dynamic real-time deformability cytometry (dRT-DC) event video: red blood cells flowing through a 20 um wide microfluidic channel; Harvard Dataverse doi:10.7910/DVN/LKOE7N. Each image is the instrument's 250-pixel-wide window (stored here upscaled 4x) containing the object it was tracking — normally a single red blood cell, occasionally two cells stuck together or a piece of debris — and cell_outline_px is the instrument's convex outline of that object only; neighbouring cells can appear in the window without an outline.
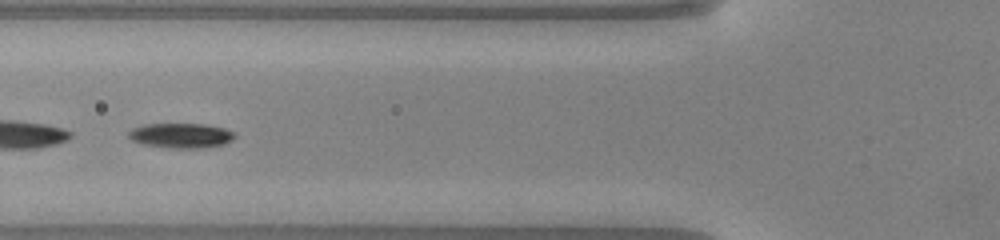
{"species": "common noctule bat (a hibernating species)", "species_latin": "Nyctalus noctula", "temperature_condition": "warm", "stored_images_in_passage": 41, "camera_frame_rate_fps": 3000, "um_per_image_px": 0.085, "animal": {"sex": "male", "body_mass_g": 20.0, "forearm_length_mm": 53.3}, "frame": {"image": 1, "passage_image": 18, "time_ms": 5.667, "image_size_px": [1000, 240], "cell_outline_px": [[236, 136], [232, 140], [224, 144], [200, 148], [172, 148], [144, 144], [132, 140], [128, 136], [128, 132], [132, 128], [144, 124], [204, 124], [224, 128], [236, 132]], "centroid_in_image_um": [15.41, 11.51], "position_along_channel_um": 110.4, "area_um2": 15.37}}
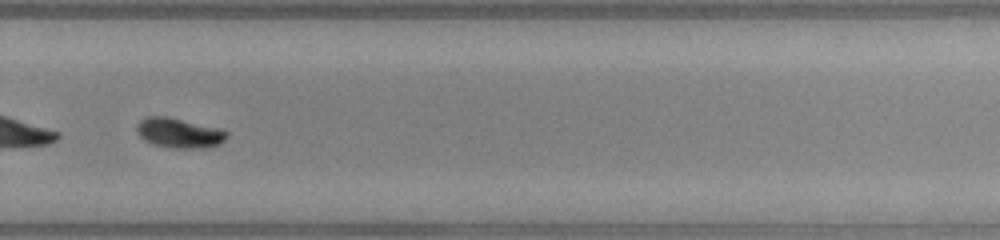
{"frame": {"image": 2, "passage_image": 33, "time_ms": 10.667, "image_size_px": [1000, 240], "cell_outline_px": [[228, 136], [220, 144], [204, 148], [172, 148], [152, 144], [144, 140], [136, 132], [136, 124], [140, 120], [148, 116], [168, 116], [224, 128], [228, 132]], "centroid_in_image_um": [15.25, 11.29], "position_along_channel_um": 314.5, "area_um2": 16.13}}
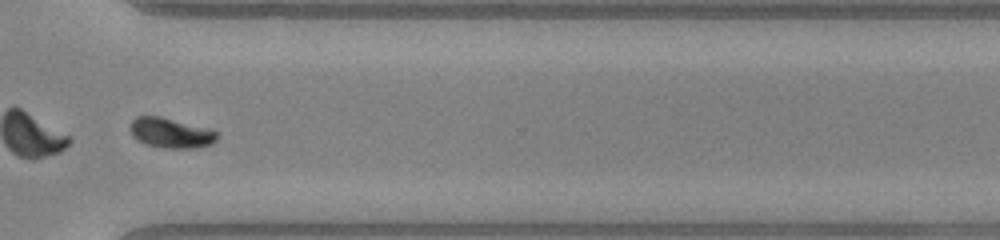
{"frame": {"image": 3, "passage_image": 36, "time_ms": 11.667, "image_size_px": [1000, 240], "cell_outline_px": [[216, 140], [212, 144], [196, 148], [164, 148], [144, 144], [136, 140], [132, 136], [128, 128], [132, 120], [136, 116], [160, 116], [212, 128], [216, 132]], "centroid_in_image_um": [14.49, 11.29], "position_along_channel_um": 356.1, "area_um2": 15.61}, "authors_computed_cell_mechanics": {"area_um2": 16.6464, "velocity_mm_per_s": 4.0985, "shape_relaxation_time_tau1_ms": 2.7253, "shape_relaxation_time_tau2_ms": null, "deformation_change_tau1": 0.1355, "deformation_change_tau2": null}}